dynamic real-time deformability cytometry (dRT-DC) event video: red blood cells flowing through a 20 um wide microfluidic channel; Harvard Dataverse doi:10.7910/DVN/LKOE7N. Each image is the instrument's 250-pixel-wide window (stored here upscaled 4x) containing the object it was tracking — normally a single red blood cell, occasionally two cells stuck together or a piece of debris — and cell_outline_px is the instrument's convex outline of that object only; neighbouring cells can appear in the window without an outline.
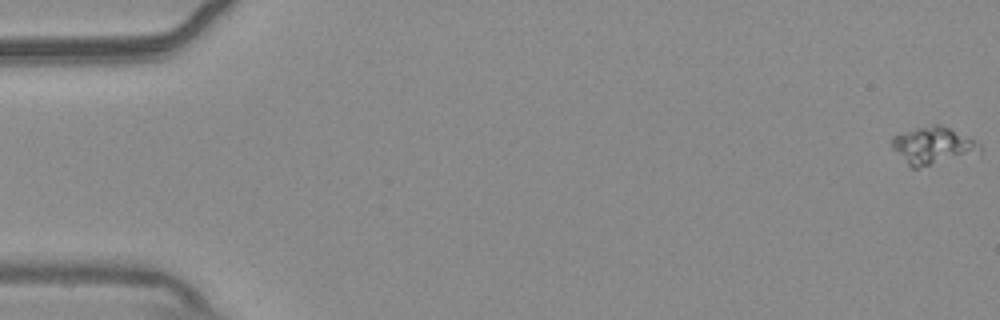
{"species": "common noctule bat (a hibernating species)", "species_latin": "Nyctalus noctula", "temperature_condition": "warm", "stored_images_in_passage": 56, "camera_frame_rate_fps": 3000, "um_per_image_px": 0.085, "animal": {"sex": "male", "body_mass_g": 20.4}, "frame": {"image": 1, "passage_image": 1, "time_ms": 0.0, "image_size_px": [1000, 320], "cell_outline_px": [[980, 152], [916, 168], [912, 168], [892, 148], [892, 136], [920, 128], [936, 124], [940, 124], [980, 144]], "centroid_in_image_um": [79.26, 12.38], "position_along_channel_um": 5.7, "area_um2": 18.09}}
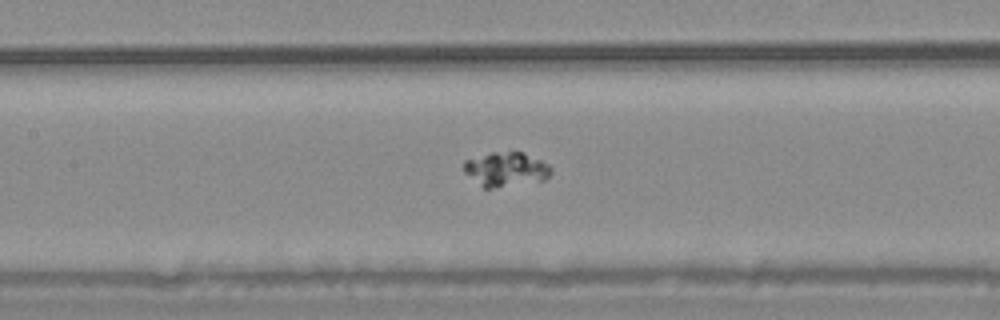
{"frame": {"image": 2, "passage_image": 27, "time_ms": 8.667, "image_size_px": [1000, 320], "cell_outline_px": [[552, 172], [544, 180], [492, 188], [484, 188], [464, 172], [464, 160], [492, 152], [524, 152], [548, 164], [552, 168]], "centroid_in_image_um": [43.01, 14.38], "position_along_channel_um": 164.4, "area_um2": 17.28}}
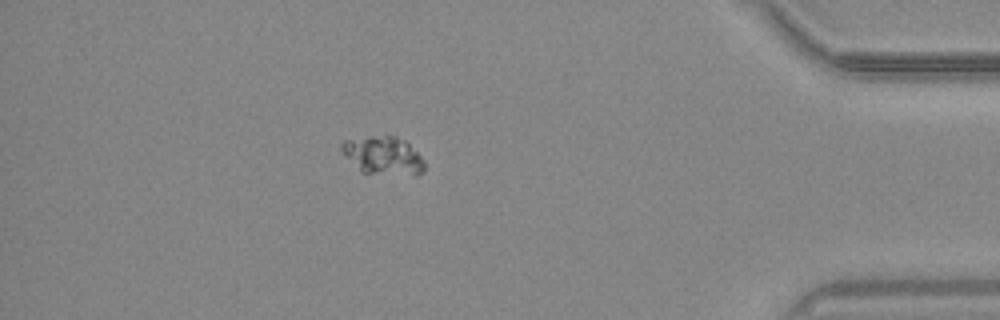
{"frame": {"image": 3, "passage_image": 50, "time_ms": 16.333, "image_size_px": [1000, 320], "cell_outline_px": [[424, 172], [416, 176], [412, 176], [360, 172], [344, 156], [340, 148], [340, 144], [344, 140], [368, 136], [396, 136], [404, 140], [424, 160]], "centroid_in_image_um": [32.54, 13.24], "position_along_channel_um": 402.7, "area_um2": 18.67}}